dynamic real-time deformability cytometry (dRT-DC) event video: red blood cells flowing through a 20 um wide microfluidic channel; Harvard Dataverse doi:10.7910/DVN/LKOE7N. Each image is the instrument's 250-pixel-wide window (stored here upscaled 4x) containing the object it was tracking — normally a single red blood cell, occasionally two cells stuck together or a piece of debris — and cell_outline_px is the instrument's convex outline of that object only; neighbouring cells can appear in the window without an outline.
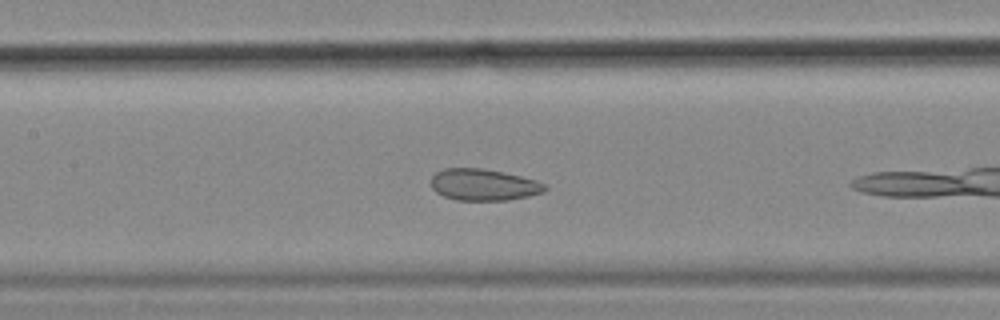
{"species": "common noctule bat (a hibernating species)", "species_latin": "Nyctalus noctula", "temperature_condition": "cold", "stored_images_in_passage": 10, "camera_frame_rate_fps": 3000, "um_per_image_px": 0.085, "animal": {"sex": "female", "body_mass_g": 18.4}, "frame": {"image": 1, "passage_image": 9, "time_ms": 2.667, "image_size_px": [1000, 320], "cell_outline_px": [[548, 188], [544, 192], [528, 196], [508, 200], [456, 200], [444, 196], [436, 192], [432, 188], [432, 176], [436, 172], [444, 168], [484, 168], [520, 176], [536, 180], [548, 184]], "centroid_in_image_um": [41.13, 15.7], "position_along_channel_um": 166.3, "area_um2": 21.04}}